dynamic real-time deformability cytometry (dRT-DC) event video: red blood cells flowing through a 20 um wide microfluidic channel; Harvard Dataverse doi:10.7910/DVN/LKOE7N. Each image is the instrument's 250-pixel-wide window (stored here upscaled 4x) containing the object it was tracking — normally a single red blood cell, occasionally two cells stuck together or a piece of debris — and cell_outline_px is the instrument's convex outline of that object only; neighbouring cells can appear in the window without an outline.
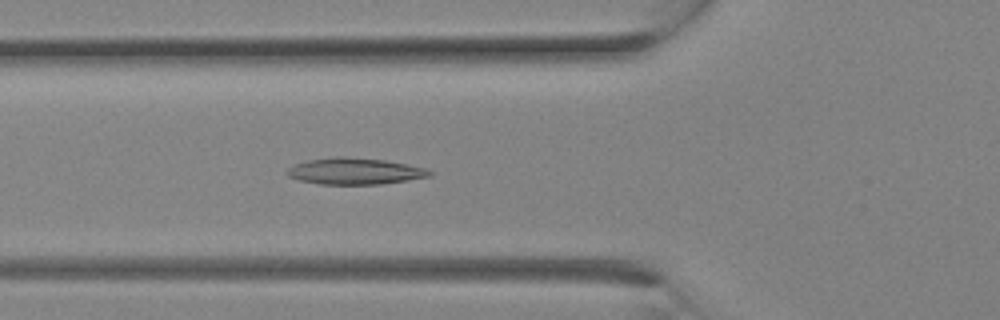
{"species": "Egyptian fruit bat (a non-hibernating species)", "species_latin": "Rousettus aegyptiacus", "temperature_condition": "room temperature", "stored_images_in_passage": 10, "camera_frame_rate_fps": 3000, "um_per_image_px": 0.085, "animal": {"sex": "female"}, "frame": {"image": 1, "passage_image": 10, "time_ms": 3.0, "image_size_px": [1000, 320], "cell_outline_px": [[432, 176], [408, 180], [380, 184], [320, 184], [296, 180], [288, 176], [288, 168], [292, 164], [308, 160], [332, 156], [344, 156], [384, 160], [428, 168], [432, 172]], "centroid_in_image_um": [30.14, 14.54], "position_along_channel_um": 95.7, "area_um2": 22.14}}